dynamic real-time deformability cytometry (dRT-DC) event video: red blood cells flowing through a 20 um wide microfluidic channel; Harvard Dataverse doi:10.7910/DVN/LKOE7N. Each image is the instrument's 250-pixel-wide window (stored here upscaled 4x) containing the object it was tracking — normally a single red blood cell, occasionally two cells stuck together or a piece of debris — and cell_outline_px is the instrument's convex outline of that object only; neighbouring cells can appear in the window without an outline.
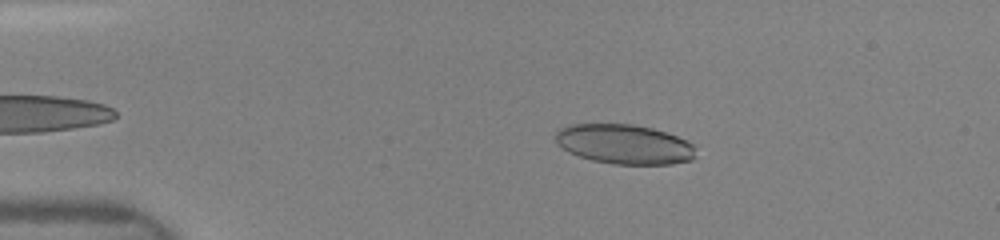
{"species": "human", "species_latin": "Homo sapiens", "temperature_condition": "room temperature", "stored_images_in_passage": 70, "camera_frame_rate_fps": 3000, "um_per_image_px": 0.085, "donor": {"sex": "female"}, "frame": {"image": 1, "passage_image": 8, "time_ms": 2.667, "image_size_px": [1000, 240], "cell_outline_px": [[696, 156], [692, 160], [672, 164], [612, 164], [592, 160], [568, 152], [556, 144], [552, 136], [560, 128], [568, 124], [632, 124], [652, 128], [676, 136], [692, 144], [696, 148]], "centroid_in_image_um": [53.02, 12.26], "position_along_channel_um": 32.0, "area_um2": 32.66}}
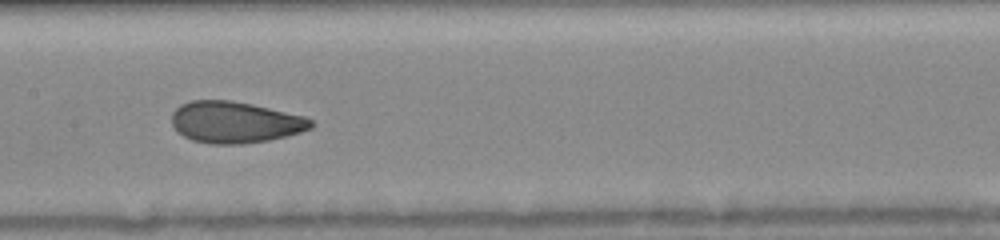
{"frame": {"image": 2, "passage_image": 36, "time_ms": 7.667, "image_size_px": [1000, 240], "cell_outline_px": [[316, 124], [312, 128], [300, 132], [268, 140], [244, 144], [212, 144], [192, 140], [184, 136], [172, 124], [172, 112], [180, 104], [192, 100], [228, 100], [252, 104], [304, 116], [312, 120]], "centroid_in_image_um": [19.98, 10.39], "position_along_channel_um": 187.4, "area_um2": 33.58}}
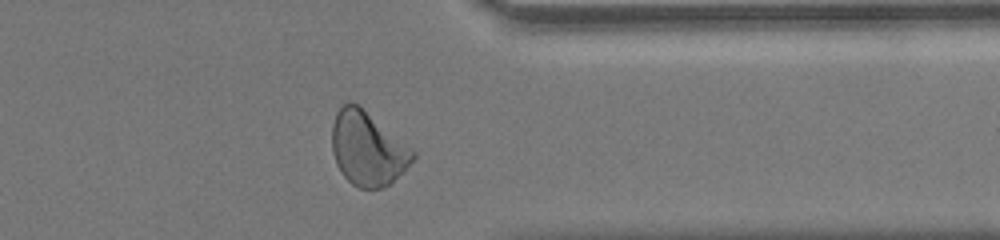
{"frame": {"image": 3, "passage_image": 64, "time_ms": 12.333, "image_size_px": [1000, 240], "cell_outline_px": [[416, 156], [384, 188], [360, 188], [352, 184], [344, 176], [336, 164], [332, 152], [332, 124], [336, 112], [348, 100], [356, 104], [416, 152]], "centroid_in_image_um": [31.19, 12.64], "position_along_channel_um": 380.2, "area_um2": 33.93}}